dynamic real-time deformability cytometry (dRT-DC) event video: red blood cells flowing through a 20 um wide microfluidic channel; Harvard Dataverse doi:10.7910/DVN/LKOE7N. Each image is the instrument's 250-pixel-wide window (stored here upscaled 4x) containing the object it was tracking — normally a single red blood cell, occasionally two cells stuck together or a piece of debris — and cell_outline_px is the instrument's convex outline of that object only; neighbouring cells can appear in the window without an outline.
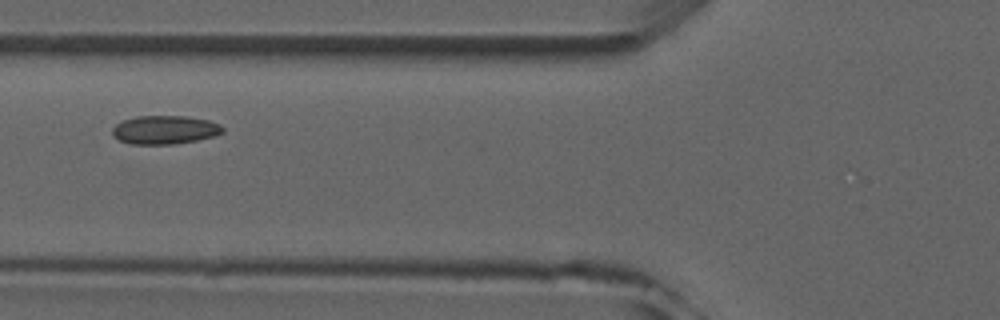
{"species": "common noctule bat (a hibernating species)", "species_latin": "Nyctalus noctula", "temperature_condition": "room temperature", "stored_images_in_passage": 5, "camera_frame_rate_fps": 3000, "um_per_image_px": 0.085, "animal": {"sex": "male", "forearm_length_mm": 52.5}, "frame": {"image": 1, "passage_image": 4, "time_ms": 3.333, "image_size_px": [1000, 320], "cell_outline_px": [[224, 132], [212, 136], [196, 140], [172, 144], [128, 144], [112, 136], [112, 128], [116, 124], [124, 120], [136, 116], [184, 116], [208, 120], [220, 124], [224, 128]], "centroid_in_image_um": [13.98, 11.03], "position_along_channel_um": 111.8, "area_um2": 18.32}}
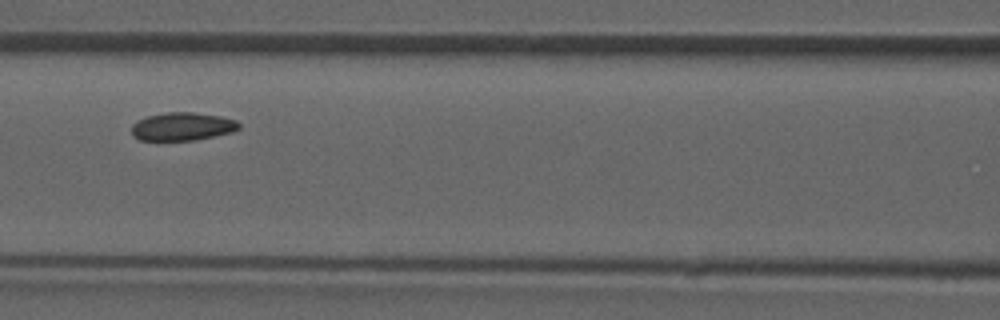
{"frame": {"image": 2, "passage_image": 5, "time_ms": 4.333, "image_size_px": [1000, 320], "cell_outline_px": [[240, 128], [232, 132], [196, 140], [140, 140], [132, 136], [132, 124], [136, 120], [148, 116], [168, 112], [192, 112], [220, 116], [236, 120], [240, 124]], "centroid_in_image_um": [15.49, 10.75], "position_along_channel_um": 151.1, "area_um2": 17.63}}